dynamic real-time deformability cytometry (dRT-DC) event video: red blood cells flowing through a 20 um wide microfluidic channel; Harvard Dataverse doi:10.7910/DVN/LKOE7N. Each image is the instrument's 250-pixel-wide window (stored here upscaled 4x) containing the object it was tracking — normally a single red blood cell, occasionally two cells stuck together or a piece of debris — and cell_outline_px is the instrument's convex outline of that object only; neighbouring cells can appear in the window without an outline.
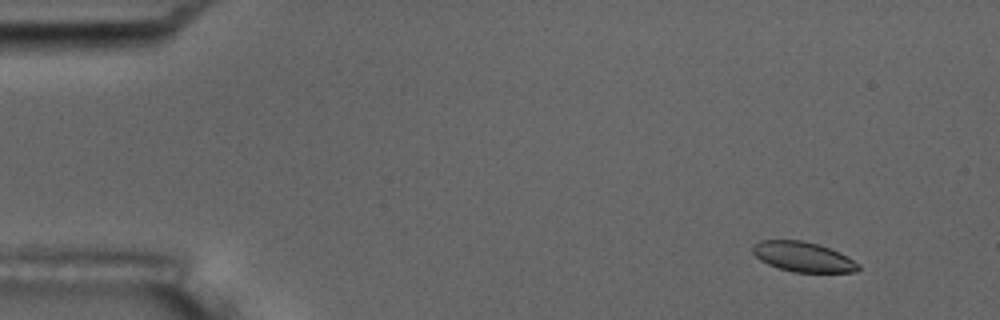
{"species": "common noctule bat (a hibernating species)", "species_latin": "Nyctalus noctula", "temperature_condition": "room temperature", "stored_images_in_passage": 5, "camera_frame_rate_fps": 3000, "um_per_image_px": 0.085, "animal": {"sex": "male", "body_mass_g": 17.5, "forearm_length_mm": 52.3}, "frame": {"image": 1, "passage_image": 1, "time_ms": 0.0, "image_size_px": [1000, 320], "cell_outline_px": [[860, 268], [856, 272], [792, 272], [768, 264], [760, 260], [752, 252], [752, 244], [760, 240], [800, 240], [820, 244], [840, 252], [860, 264]], "centroid_in_image_um": [68.26, 21.82], "position_along_channel_um": 16.7, "area_um2": 18.55}}
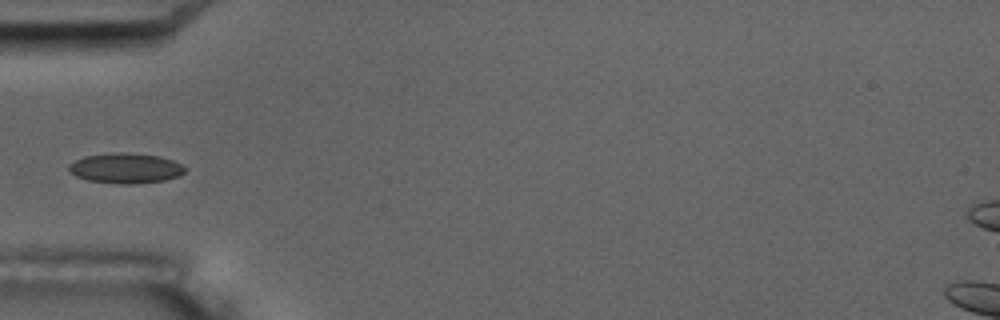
{"frame": {"image": 2, "passage_image": 5, "time_ms": 4.667, "image_size_px": [1000, 320], "cell_outline_px": [[184, 172], [180, 176], [164, 180], [136, 184], [120, 184], [88, 180], [76, 176], [68, 168], [68, 164], [84, 156], [116, 152], [120, 152], [160, 156], [172, 160], [180, 164], [184, 168]], "centroid_in_image_um": [10.67, 14.3], "position_along_channel_um": 74.3, "area_um2": 20.29}}